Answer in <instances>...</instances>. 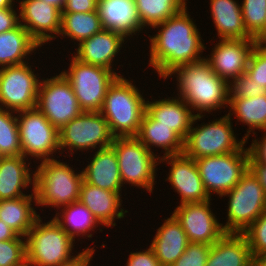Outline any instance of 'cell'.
Returning <instances> with one entry per match:
<instances>
[{
  "instance_id": "ab89813d",
  "label": "cell",
  "mask_w": 266,
  "mask_h": 266,
  "mask_svg": "<svg viewBox=\"0 0 266 266\" xmlns=\"http://www.w3.org/2000/svg\"><path fill=\"white\" fill-rule=\"evenodd\" d=\"M232 82L229 85V98H252L266 92L264 87L257 85L246 73L234 78Z\"/></svg>"
},
{
  "instance_id": "f546056e",
  "label": "cell",
  "mask_w": 266,
  "mask_h": 266,
  "mask_svg": "<svg viewBox=\"0 0 266 266\" xmlns=\"http://www.w3.org/2000/svg\"><path fill=\"white\" fill-rule=\"evenodd\" d=\"M40 46L28 33V31L19 24L17 27L0 33V66L1 68L20 65L24 58Z\"/></svg>"
},
{
  "instance_id": "ba28073f",
  "label": "cell",
  "mask_w": 266,
  "mask_h": 266,
  "mask_svg": "<svg viewBox=\"0 0 266 266\" xmlns=\"http://www.w3.org/2000/svg\"><path fill=\"white\" fill-rule=\"evenodd\" d=\"M69 71L61 72L70 82L83 111H100L109 86L120 75L113 70L86 64L74 56Z\"/></svg>"
},
{
  "instance_id": "d590c367",
  "label": "cell",
  "mask_w": 266,
  "mask_h": 266,
  "mask_svg": "<svg viewBox=\"0 0 266 266\" xmlns=\"http://www.w3.org/2000/svg\"><path fill=\"white\" fill-rule=\"evenodd\" d=\"M242 16L247 32L256 40L265 35L266 0H243Z\"/></svg>"
},
{
  "instance_id": "8992f818",
  "label": "cell",
  "mask_w": 266,
  "mask_h": 266,
  "mask_svg": "<svg viewBox=\"0 0 266 266\" xmlns=\"http://www.w3.org/2000/svg\"><path fill=\"white\" fill-rule=\"evenodd\" d=\"M229 197L226 233L244 232L265 210L266 190L249 168L239 182L226 194Z\"/></svg>"
},
{
  "instance_id": "8d00e7d4",
  "label": "cell",
  "mask_w": 266,
  "mask_h": 266,
  "mask_svg": "<svg viewBox=\"0 0 266 266\" xmlns=\"http://www.w3.org/2000/svg\"><path fill=\"white\" fill-rule=\"evenodd\" d=\"M17 235L14 239L0 241V266H27L26 242Z\"/></svg>"
},
{
  "instance_id": "60d3db41",
  "label": "cell",
  "mask_w": 266,
  "mask_h": 266,
  "mask_svg": "<svg viewBox=\"0 0 266 266\" xmlns=\"http://www.w3.org/2000/svg\"><path fill=\"white\" fill-rule=\"evenodd\" d=\"M245 73L257 85L266 89V54L257 46L252 50Z\"/></svg>"
},
{
  "instance_id": "e575fe53",
  "label": "cell",
  "mask_w": 266,
  "mask_h": 266,
  "mask_svg": "<svg viewBox=\"0 0 266 266\" xmlns=\"http://www.w3.org/2000/svg\"><path fill=\"white\" fill-rule=\"evenodd\" d=\"M0 105V150L4 156L22 155L17 117Z\"/></svg>"
},
{
  "instance_id": "e0dca14e",
  "label": "cell",
  "mask_w": 266,
  "mask_h": 266,
  "mask_svg": "<svg viewBox=\"0 0 266 266\" xmlns=\"http://www.w3.org/2000/svg\"><path fill=\"white\" fill-rule=\"evenodd\" d=\"M161 160L163 162L166 160L171 166V171L167 180L181 196L180 204L210 200L211 196H209L202 183L194 159L189 158L182 153L166 157L163 156L159 163H161Z\"/></svg>"
},
{
  "instance_id": "7bdbcfd3",
  "label": "cell",
  "mask_w": 266,
  "mask_h": 266,
  "mask_svg": "<svg viewBox=\"0 0 266 266\" xmlns=\"http://www.w3.org/2000/svg\"><path fill=\"white\" fill-rule=\"evenodd\" d=\"M98 0H65L62 12H85L97 10Z\"/></svg>"
},
{
  "instance_id": "1f68e13d",
  "label": "cell",
  "mask_w": 266,
  "mask_h": 266,
  "mask_svg": "<svg viewBox=\"0 0 266 266\" xmlns=\"http://www.w3.org/2000/svg\"><path fill=\"white\" fill-rule=\"evenodd\" d=\"M98 10L85 12H62L59 35H67L79 44L102 30Z\"/></svg>"
},
{
  "instance_id": "d6a6232c",
  "label": "cell",
  "mask_w": 266,
  "mask_h": 266,
  "mask_svg": "<svg viewBox=\"0 0 266 266\" xmlns=\"http://www.w3.org/2000/svg\"><path fill=\"white\" fill-rule=\"evenodd\" d=\"M63 207L65 208L62 209V215H60L61 220L59 219V215H57L59 213H56L54 219L74 240L75 235H85L89 231H93V228H96L95 225L99 224L91 211L80 201Z\"/></svg>"
},
{
  "instance_id": "681fc988",
  "label": "cell",
  "mask_w": 266,
  "mask_h": 266,
  "mask_svg": "<svg viewBox=\"0 0 266 266\" xmlns=\"http://www.w3.org/2000/svg\"><path fill=\"white\" fill-rule=\"evenodd\" d=\"M252 266H266V253L252 256Z\"/></svg>"
},
{
  "instance_id": "484cf974",
  "label": "cell",
  "mask_w": 266,
  "mask_h": 266,
  "mask_svg": "<svg viewBox=\"0 0 266 266\" xmlns=\"http://www.w3.org/2000/svg\"><path fill=\"white\" fill-rule=\"evenodd\" d=\"M211 14L221 39H254L246 30L241 6L234 0H210Z\"/></svg>"
},
{
  "instance_id": "7402d4cb",
  "label": "cell",
  "mask_w": 266,
  "mask_h": 266,
  "mask_svg": "<svg viewBox=\"0 0 266 266\" xmlns=\"http://www.w3.org/2000/svg\"><path fill=\"white\" fill-rule=\"evenodd\" d=\"M97 10L103 29L118 32L125 38L142 30L135 0H98Z\"/></svg>"
},
{
  "instance_id": "ac0fdd59",
  "label": "cell",
  "mask_w": 266,
  "mask_h": 266,
  "mask_svg": "<svg viewBox=\"0 0 266 266\" xmlns=\"http://www.w3.org/2000/svg\"><path fill=\"white\" fill-rule=\"evenodd\" d=\"M19 3L21 4L19 16L22 22H25L23 24L20 20V24L40 47L55 38L51 34L59 35L62 13L60 8L42 0H23Z\"/></svg>"
},
{
  "instance_id": "74e56055",
  "label": "cell",
  "mask_w": 266,
  "mask_h": 266,
  "mask_svg": "<svg viewBox=\"0 0 266 266\" xmlns=\"http://www.w3.org/2000/svg\"><path fill=\"white\" fill-rule=\"evenodd\" d=\"M252 256L266 253V210L242 232Z\"/></svg>"
},
{
  "instance_id": "52a82bcc",
  "label": "cell",
  "mask_w": 266,
  "mask_h": 266,
  "mask_svg": "<svg viewBox=\"0 0 266 266\" xmlns=\"http://www.w3.org/2000/svg\"><path fill=\"white\" fill-rule=\"evenodd\" d=\"M111 146L118 158L122 184L128 182L152 192L160 157L157 158L136 136L114 137Z\"/></svg>"
},
{
  "instance_id": "f35d334b",
  "label": "cell",
  "mask_w": 266,
  "mask_h": 266,
  "mask_svg": "<svg viewBox=\"0 0 266 266\" xmlns=\"http://www.w3.org/2000/svg\"><path fill=\"white\" fill-rule=\"evenodd\" d=\"M211 245L190 242L171 266H206Z\"/></svg>"
},
{
  "instance_id": "f907efd6",
  "label": "cell",
  "mask_w": 266,
  "mask_h": 266,
  "mask_svg": "<svg viewBox=\"0 0 266 266\" xmlns=\"http://www.w3.org/2000/svg\"><path fill=\"white\" fill-rule=\"evenodd\" d=\"M256 46L266 54V35L260 36L256 39Z\"/></svg>"
},
{
  "instance_id": "816d5d0a",
  "label": "cell",
  "mask_w": 266,
  "mask_h": 266,
  "mask_svg": "<svg viewBox=\"0 0 266 266\" xmlns=\"http://www.w3.org/2000/svg\"><path fill=\"white\" fill-rule=\"evenodd\" d=\"M50 5H55L56 7L60 8L61 10L64 7L65 0H42Z\"/></svg>"
},
{
  "instance_id": "44dd1931",
  "label": "cell",
  "mask_w": 266,
  "mask_h": 266,
  "mask_svg": "<svg viewBox=\"0 0 266 266\" xmlns=\"http://www.w3.org/2000/svg\"><path fill=\"white\" fill-rule=\"evenodd\" d=\"M120 192L102 189L83 181L81 185L79 201L86 206L100 225L115 226L114 219L123 218L127 210L121 207ZM120 210V211H118Z\"/></svg>"
},
{
  "instance_id": "9a60e30c",
  "label": "cell",
  "mask_w": 266,
  "mask_h": 266,
  "mask_svg": "<svg viewBox=\"0 0 266 266\" xmlns=\"http://www.w3.org/2000/svg\"><path fill=\"white\" fill-rule=\"evenodd\" d=\"M210 200L181 204L172 213L180 222L189 242L212 245L226 232L215 218Z\"/></svg>"
},
{
  "instance_id": "4316f807",
  "label": "cell",
  "mask_w": 266,
  "mask_h": 266,
  "mask_svg": "<svg viewBox=\"0 0 266 266\" xmlns=\"http://www.w3.org/2000/svg\"><path fill=\"white\" fill-rule=\"evenodd\" d=\"M23 155L4 156L0 161V200L20 198L26 196L21 189L29 184L34 187L30 169L26 165Z\"/></svg>"
},
{
  "instance_id": "83f0119b",
  "label": "cell",
  "mask_w": 266,
  "mask_h": 266,
  "mask_svg": "<svg viewBox=\"0 0 266 266\" xmlns=\"http://www.w3.org/2000/svg\"><path fill=\"white\" fill-rule=\"evenodd\" d=\"M136 137L151 151L150 146L165 150L164 157L183 153L184 140L171 129L153 119L146 111Z\"/></svg>"
},
{
  "instance_id": "f5cc1de1",
  "label": "cell",
  "mask_w": 266,
  "mask_h": 266,
  "mask_svg": "<svg viewBox=\"0 0 266 266\" xmlns=\"http://www.w3.org/2000/svg\"><path fill=\"white\" fill-rule=\"evenodd\" d=\"M14 0H0V9L1 8H8V7H13V2Z\"/></svg>"
},
{
  "instance_id": "ee69618b",
  "label": "cell",
  "mask_w": 266,
  "mask_h": 266,
  "mask_svg": "<svg viewBox=\"0 0 266 266\" xmlns=\"http://www.w3.org/2000/svg\"><path fill=\"white\" fill-rule=\"evenodd\" d=\"M19 15L13 7L0 9V33L9 31L20 24Z\"/></svg>"
},
{
  "instance_id": "c3c4849f",
  "label": "cell",
  "mask_w": 266,
  "mask_h": 266,
  "mask_svg": "<svg viewBox=\"0 0 266 266\" xmlns=\"http://www.w3.org/2000/svg\"><path fill=\"white\" fill-rule=\"evenodd\" d=\"M17 235L11 227L0 220V241L14 239Z\"/></svg>"
},
{
  "instance_id": "30bf717a",
  "label": "cell",
  "mask_w": 266,
  "mask_h": 266,
  "mask_svg": "<svg viewBox=\"0 0 266 266\" xmlns=\"http://www.w3.org/2000/svg\"><path fill=\"white\" fill-rule=\"evenodd\" d=\"M230 113L198 128L190 127L184 140L183 154L194 160L239 151L246 141H237L232 130Z\"/></svg>"
},
{
  "instance_id": "5bb4252c",
  "label": "cell",
  "mask_w": 266,
  "mask_h": 266,
  "mask_svg": "<svg viewBox=\"0 0 266 266\" xmlns=\"http://www.w3.org/2000/svg\"><path fill=\"white\" fill-rule=\"evenodd\" d=\"M27 64L0 69V104L8 110L18 112L37 106L40 80Z\"/></svg>"
},
{
  "instance_id": "f1b7e54d",
  "label": "cell",
  "mask_w": 266,
  "mask_h": 266,
  "mask_svg": "<svg viewBox=\"0 0 266 266\" xmlns=\"http://www.w3.org/2000/svg\"><path fill=\"white\" fill-rule=\"evenodd\" d=\"M32 189L33 193L31 195L0 200V220L11 227L18 235L24 236V238L39 217L31 206L33 199L36 204L34 187Z\"/></svg>"
},
{
  "instance_id": "cb8c5ba5",
  "label": "cell",
  "mask_w": 266,
  "mask_h": 266,
  "mask_svg": "<svg viewBox=\"0 0 266 266\" xmlns=\"http://www.w3.org/2000/svg\"><path fill=\"white\" fill-rule=\"evenodd\" d=\"M189 243L180 222L172 214L158 228L150 246L161 266H171L183 254Z\"/></svg>"
},
{
  "instance_id": "ffe728a7",
  "label": "cell",
  "mask_w": 266,
  "mask_h": 266,
  "mask_svg": "<svg viewBox=\"0 0 266 266\" xmlns=\"http://www.w3.org/2000/svg\"><path fill=\"white\" fill-rule=\"evenodd\" d=\"M180 97L178 99H162L155 102H146V112L161 125L171 127L183 140L187 137L193 123L201 119L200 113L192 114L191 108Z\"/></svg>"
},
{
  "instance_id": "7dc6e473",
  "label": "cell",
  "mask_w": 266,
  "mask_h": 266,
  "mask_svg": "<svg viewBox=\"0 0 266 266\" xmlns=\"http://www.w3.org/2000/svg\"><path fill=\"white\" fill-rule=\"evenodd\" d=\"M250 169L258 177L260 184L266 190V164L250 163Z\"/></svg>"
},
{
  "instance_id": "bcb514c9",
  "label": "cell",
  "mask_w": 266,
  "mask_h": 266,
  "mask_svg": "<svg viewBox=\"0 0 266 266\" xmlns=\"http://www.w3.org/2000/svg\"><path fill=\"white\" fill-rule=\"evenodd\" d=\"M94 251V248L88 247L85 251L79 252V254L70 261L55 266H89Z\"/></svg>"
},
{
  "instance_id": "7a4b0ae2",
  "label": "cell",
  "mask_w": 266,
  "mask_h": 266,
  "mask_svg": "<svg viewBox=\"0 0 266 266\" xmlns=\"http://www.w3.org/2000/svg\"><path fill=\"white\" fill-rule=\"evenodd\" d=\"M179 72V73H178ZM178 74L180 97L193 111L211 112L229 104V84L220 78L203 58L200 61L175 67L168 75Z\"/></svg>"
},
{
  "instance_id": "836d02e7",
  "label": "cell",
  "mask_w": 266,
  "mask_h": 266,
  "mask_svg": "<svg viewBox=\"0 0 266 266\" xmlns=\"http://www.w3.org/2000/svg\"><path fill=\"white\" fill-rule=\"evenodd\" d=\"M141 26H154L166 21L186 6V0H135Z\"/></svg>"
},
{
  "instance_id": "db71d44e",
  "label": "cell",
  "mask_w": 266,
  "mask_h": 266,
  "mask_svg": "<svg viewBox=\"0 0 266 266\" xmlns=\"http://www.w3.org/2000/svg\"><path fill=\"white\" fill-rule=\"evenodd\" d=\"M3 157H4V155H3V153L0 150V161L3 159Z\"/></svg>"
},
{
  "instance_id": "9c48e42d",
  "label": "cell",
  "mask_w": 266,
  "mask_h": 266,
  "mask_svg": "<svg viewBox=\"0 0 266 266\" xmlns=\"http://www.w3.org/2000/svg\"><path fill=\"white\" fill-rule=\"evenodd\" d=\"M195 162L209 196L215 192L222 197L250 168V151L243 146L239 151L198 158Z\"/></svg>"
},
{
  "instance_id": "5b68a950",
  "label": "cell",
  "mask_w": 266,
  "mask_h": 266,
  "mask_svg": "<svg viewBox=\"0 0 266 266\" xmlns=\"http://www.w3.org/2000/svg\"><path fill=\"white\" fill-rule=\"evenodd\" d=\"M39 216L26 235L27 266H55L63 264L71 256L75 241L53 218L41 224Z\"/></svg>"
},
{
  "instance_id": "7c38bea8",
  "label": "cell",
  "mask_w": 266,
  "mask_h": 266,
  "mask_svg": "<svg viewBox=\"0 0 266 266\" xmlns=\"http://www.w3.org/2000/svg\"><path fill=\"white\" fill-rule=\"evenodd\" d=\"M36 107L58 129L83 112L70 82L62 73L40 81Z\"/></svg>"
},
{
  "instance_id": "2e32d148",
  "label": "cell",
  "mask_w": 266,
  "mask_h": 266,
  "mask_svg": "<svg viewBox=\"0 0 266 266\" xmlns=\"http://www.w3.org/2000/svg\"><path fill=\"white\" fill-rule=\"evenodd\" d=\"M255 39H220L214 47L211 57L205 58L211 69L222 79L238 78L246 72Z\"/></svg>"
},
{
  "instance_id": "d4e9b609",
  "label": "cell",
  "mask_w": 266,
  "mask_h": 266,
  "mask_svg": "<svg viewBox=\"0 0 266 266\" xmlns=\"http://www.w3.org/2000/svg\"><path fill=\"white\" fill-rule=\"evenodd\" d=\"M206 266H252V255L242 233H225L213 243Z\"/></svg>"
},
{
  "instance_id": "4dcf8cb0",
  "label": "cell",
  "mask_w": 266,
  "mask_h": 266,
  "mask_svg": "<svg viewBox=\"0 0 266 266\" xmlns=\"http://www.w3.org/2000/svg\"><path fill=\"white\" fill-rule=\"evenodd\" d=\"M238 120L247 124L249 130L243 139L247 141L250 132L256 128L266 131V92L252 98H229L228 104Z\"/></svg>"
},
{
  "instance_id": "8fae6325",
  "label": "cell",
  "mask_w": 266,
  "mask_h": 266,
  "mask_svg": "<svg viewBox=\"0 0 266 266\" xmlns=\"http://www.w3.org/2000/svg\"><path fill=\"white\" fill-rule=\"evenodd\" d=\"M16 113L22 155L50 160V155L59 150V129L53 126L36 107Z\"/></svg>"
},
{
  "instance_id": "4fadbf2b",
  "label": "cell",
  "mask_w": 266,
  "mask_h": 266,
  "mask_svg": "<svg viewBox=\"0 0 266 266\" xmlns=\"http://www.w3.org/2000/svg\"><path fill=\"white\" fill-rule=\"evenodd\" d=\"M114 136L100 111H83L59 129V148L73 150L100 149L111 146Z\"/></svg>"
},
{
  "instance_id": "6da1fadb",
  "label": "cell",
  "mask_w": 266,
  "mask_h": 266,
  "mask_svg": "<svg viewBox=\"0 0 266 266\" xmlns=\"http://www.w3.org/2000/svg\"><path fill=\"white\" fill-rule=\"evenodd\" d=\"M162 27L150 37V63L160 77L165 78L175 67L202 60L200 53L206 48L200 33L185 6L166 21L153 26Z\"/></svg>"
},
{
  "instance_id": "b9f144b4",
  "label": "cell",
  "mask_w": 266,
  "mask_h": 266,
  "mask_svg": "<svg viewBox=\"0 0 266 266\" xmlns=\"http://www.w3.org/2000/svg\"><path fill=\"white\" fill-rule=\"evenodd\" d=\"M126 266H161L158 259L150 246L144 252H134L129 255Z\"/></svg>"
},
{
  "instance_id": "d6986e66",
  "label": "cell",
  "mask_w": 266,
  "mask_h": 266,
  "mask_svg": "<svg viewBox=\"0 0 266 266\" xmlns=\"http://www.w3.org/2000/svg\"><path fill=\"white\" fill-rule=\"evenodd\" d=\"M125 37L109 29H102L92 37L82 41L78 46L77 54L73 55L79 61L100 66L109 70L115 55L120 51ZM123 42V43H122Z\"/></svg>"
},
{
  "instance_id": "603a6c76",
  "label": "cell",
  "mask_w": 266,
  "mask_h": 266,
  "mask_svg": "<svg viewBox=\"0 0 266 266\" xmlns=\"http://www.w3.org/2000/svg\"><path fill=\"white\" fill-rule=\"evenodd\" d=\"M82 174L84 182L113 192H120L123 185L118 158L112 146L98 148Z\"/></svg>"
},
{
  "instance_id": "277c9868",
  "label": "cell",
  "mask_w": 266,
  "mask_h": 266,
  "mask_svg": "<svg viewBox=\"0 0 266 266\" xmlns=\"http://www.w3.org/2000/svg\"><path fill=\"white\" fill-rule=\"evenodd\" d=\"M36 205L67 206L79 201L83 174L64 162L55 159L44 160L34 172Z\"/></svg>"
},
{
  "instance_id": "3957f363",
  "label": "cell",
  "mask_w": 266,
  "mask_h": 266,
  "mask_svg": "<svg viewBox=\"0 0 266 266\" xmlns=\"http://www.w3.org/2000/svg\"><path fill=\"white\" fill-rule=\"evenodd\" d=\"M145 111L146 101L139 90L118 76L108 88L100 113L114 137H130L138 134Z\"/></svg>"
},
{
  "instance_id": "f6af8a7d",
  "label": "cell",
  "mask_w": 266,
  "mask_h": 266,
  "mask_svg": "<svg viewBox=\"0 0 266 266\" xmlns=\"http://www.w3.org/2000/svg\"><path fill=\"white\" fill-rule=\"evenodd\" d=\"M250 151V163H263L266 164V134L258 142V140H253Z\"/></svg>"
}]
</instances>
